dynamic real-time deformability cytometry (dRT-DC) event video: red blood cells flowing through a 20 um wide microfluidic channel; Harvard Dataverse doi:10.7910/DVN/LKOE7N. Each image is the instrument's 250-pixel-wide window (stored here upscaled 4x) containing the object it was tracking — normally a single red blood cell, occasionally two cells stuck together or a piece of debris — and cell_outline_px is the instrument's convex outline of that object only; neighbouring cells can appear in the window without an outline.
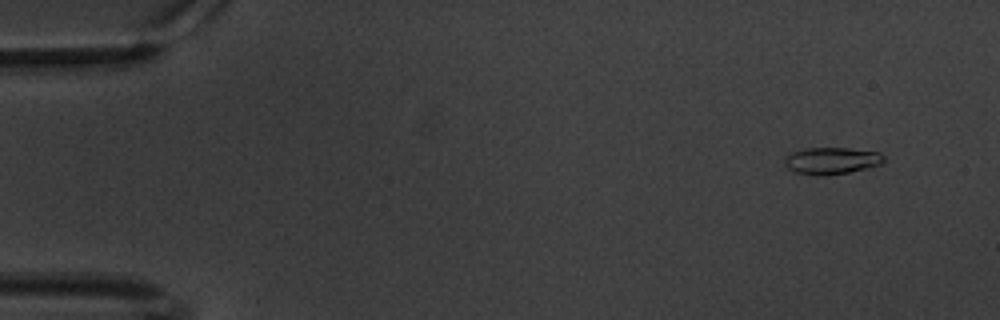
{"species": "common noctule bat (a hibernating species)", "species_latin": "Nyctalus noctula", "temperature_condition": "warm", "stored_images_in_passage": 61, "camera_frame_rate_fps": 3000, "um_per_image_px": 0.085, "animal": {"sex": "male", "body_mass_g": 20.1, "forearm_length_mm": 53.5}, "frame": {"image": 1, "passage_image": 5, "time_ms": 1.333, "image_size_px": [1000, 320], "cell_outline_px": [[884, 160], [880, 164], [868, 168], [848, 172], [824, 176], [816, 176], [796, 172], [788, 168], [784, 164], [784, 160], [792, 152], [804, 148], [848, 148], [880, 152], [884, 156]], "centroid_in_image_um": [70.69, 13.66], "position_along_channel_um": 14.3, "area_um2": 15.55}}
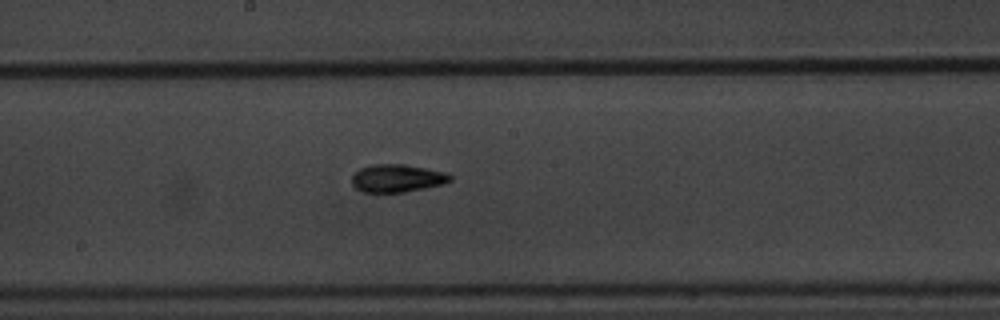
{"frame": {"image": 2, "passage_image": 33, "time_ms": 10.667, "image_size_px": [1000, 320], "cell_outline_px": [[452, 180], [440, 184], [424, 188], [404, 192], [364, 192], [356, 188], [352, 184], [352, 176], [360, 168], [372, 164], [404, 164], [444, 172], [452, 176]], "centroid_in_image_um": [33.72, 15.14], "position_along_channel_um": 214.5, "area_um2": 15.72}}
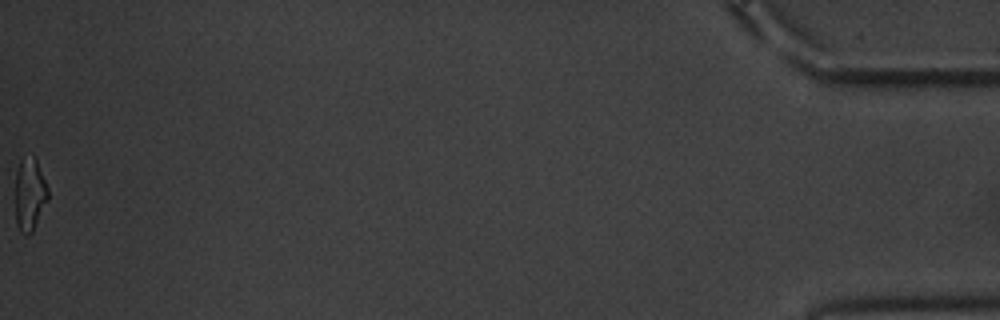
{"frame": {"image": 3, "passage_image": 61, "time_ms": 20.0, "image_size_px": [1000, 320], "cell_outline_px": [[48, 200], [32, 232], [28, 236], [20, 232], [16, 224], [16, 172], [20, 160], [36, 156], [48, 188]], "centroid_in_image_um": [2.54, 16.54], "position_along_channel_um": 432.7, "area_um2": 13.87}, "authors_computed_cell_mechanics": {"area_um2": 15.0858, "velocity_mm_per_s": 3.3795, "shape_relaxation_time_tau1_ms": 3.1166, "shape_relaxation_time_tau2_ms": 3.2429, "deformation_change_tau1": 0.1586, "deformation_change_tau2": 0.1101}}